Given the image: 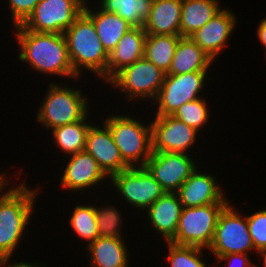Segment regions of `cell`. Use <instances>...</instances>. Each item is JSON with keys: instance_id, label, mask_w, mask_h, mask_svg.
Listing matches in <instances>:
<instances>
[{"instance_id": "cell-1", "label": "cell", "mask_w": 266, "mask_h": 267, "mask_svg": "<svg viewBox=\"0 0 266 267\" xmlns=\"http://www.w3.org/2000/svg\"><path fill=\"white\" fill-rule=\"evenodd\" d=\"M14 28V39L18 42V61L28 64L36 74L59 76L61 79L81 80L71 65L68 48L63 34L38 33L24 29L21 25Z\"/></svg>"}, {"instance_id": "cell-2", "label": "cell", "mask_w": 266, "mask_h": 267, "mask_svg": "<svg viewBox=\"0 0 266 267\" xmlns=\"http://www.w3.org/2000/svg\"><path fill=\"white\" fill-rule=\"evenodd\" d=\"M11 181L14 182L10 178L0 188V254L5 257L13 256L24 241L41 191L37 186L31 188L23 179L19 184Z\"/></svg>"}, {"instance_id": "cell-3", "label": "cell", "mask_w": 266, "mask_h": 267, "mask_svg": "<svg viewBox=\"0 0 266 267\" xmlns=\"http://www.w3.org/2000/svg\"><path fill=\"white\" fill-rule=\"evenodd\" d=\"M63 35L75 74L81 77L87 71L106 85L109 54L97 35L93 21L82 12Z\"/></svg>"}, {"instance_id": "cell-4", "label": "cell", "mask_w": 266, "mask_h": 267, "mask_svg": "<svg viewBox=\"0 0 266 267\" xmlns=\"http://www.w3.org/2000/svg\"><path fill=\"white\" fill-rule=\"evenodd\" d=\"M63 84V85H62ZM68 85L66 82H55L48 84V89L37 108L36 122L46 131L56 127L75 123L83 120L88 114L91 106L88 104V95L77 85ZM77 86V89L75 88ZM43 125V126H42ZM49 129V130H48Z\"/></svg>"}, {"instance_id": "cell-5", "label": "cell", "mask_w": 266, "mask_h": 267, "mask_svg": "<svg viewBox=\"0 0 266 267\" xmlns=\"http://www.w3.org/2000/svg\"><path fill=\"white\" fill-rule=\"evenodd\" d=\"M128 113L112 111L101 121L109 128L123 161L129 167H144L153 153L151 123Z\"/></svg>"}, {"instance_id": "cell-6", "label": "cell", "mask_w": 266, "mask_h": 267, "mask_svg": "<svg viewBox=\"0 0 266 267\" xmlns=\"http://www.w3.org/2000/svg\"><path fill=\"white\" fill-rule=\"evenodd\" d=\"M166 73L144 56L117 72L107 83L124 94L128 103L145 101L150 104L155 100ZM139 100V101H138Z\"/></svg>"}, {"instance_id": "cell-7", "label": "cell", "mask_w": 266, "mask_h": 267, "mask_svg": "<svg viewBox=\"0 0 266 267\" xmlns=\"http://www.w3.org/2000/svg\"><path fill=\"white\" fill-rule=\"evenodd\" d=\"M234 205L232 201L229 202L219 214L213 240L207 249L214 259L230 253L257 254L258 257L249 233L246 213L242 215L241 211L238 212L239 207L234 208Z\"/></svg>"}, {"instance_id": "cell-8", "label": "cell", "mask_w": 266, "mask_h": 267, "mask_svg": "<svg viewBox=\"0 0 266 267\" xmlns=\"http://www.w3.org/2000/svg\"><path fill=\"white\" fill-rule=\"evenodd\" d=\"M108 192L113 187L123 204L128 203L127 208L132 206L134 211L139 210L138 213L143 214L159 197H161L165 190L155 180V178L148 172L145 167H129L121 172L113 175L109 179ZM112 186V187H111Z\"/></svg>"}, {"instance_id": "cell-9", "label": "cell", "mask_w": 266, "mask_h": 267, "mask_svg": "<svg viewBox=\"0 0 266 267\" xmlns=\"http://www.w3.org/2000/svg\"><path fill=\"white\" fill-rule=\"evenodd\" d=\"M209 71H195L186 74H166L158 95L151 103L153 116H168L183 104L205 97L203 91L208 84ZM204 95V96H203ZM155 112V113H154Z\"/></svg>"}, {"instance_id": "cell-10", "label": "cell", "mask_w": 266, "mask_h": 267, "mask_svg": "<svg viewBox=\"0 0 266 267\" xmlns=\"http://www.w3.org/2000/svg\"><path fill=\"white\" fill-rule=\"evenodd\" d=\"M228 203H211L204 206L183 208L175 237L177 245L197 246L205 251L210 247L220 212Z\"/></svg>"}, {"instance_id": "cell-11", "label": "cell", "mask_w": 266, "mask_h": 267, "mask_svg": "<svg viewBox=\"0 0 266 267\" xmlns=\"http://www.w3.org/2000/svg\"><path fill=\"white\" fill-rule=\"evenodd\" d=\"M86 0H40L21 25L38 33L63 34L83 12Z\"/></svg>"}, {"instance_id": "cell-12", "label": "cell", "mask_w": 266, "mask_h": 267, "mask_svg": "<svg viewBox=\"0 0 266 267\" xmlns=\"http://www.w3.org/2000/svg\"><path fill=\"white\" fill-rule=\"evenodd\" d=\"M152 151L174 152L191 155L192 149L200 142L201 132L188 126L172 115L154 116L151 118ZM189 152V153H188Z\"/></svg>"}, {"instance_id": "cell-13", "label": "cell", "mask_w": 266, "mask_h": 267, "mask_svg": "<svg viewBox=\"0 0 266 267\" xmlns=\"http://www.w3.org/2000/svg\"><path fill=\"white\" fill-rule=\"evenodd\" d=\"M194 157V154L153 152L144 167L165 192H176L197 167L200 168Z\"/></svg>"}, {"instance_id": "cell-14", "label": "cell", "mask_w": 266, "mask_h": 267, "mask_svg": "<svg viewBox=\"0 0 266 267\" xmlns=\"http://www.w3.org/2000/svg\"><path fill=\"white\" fill-rule=\"evenodd\" d=\"M65 157L67 158L64 163L66 165L63 166L64 170H61L60 185H58L61 189L72 191L76 196L77 192L81 194L85 190L92 189L93 191L94 186L99 188L104 183L109 186L106 181L110 178L90 154L82 151Z\"/></svg>"}, {"instance_id": "cell-15", "label": "cell", "mask_w": 266, "mask_h": 267, "mask_svg": "<svg viewBox=\"0 0 266 267\" xmlns=\"http://www.w3.org/2000/svg\"><path fill=\"white\" fill-rule=\"evenodd\" d=\"M217 177L210 172L197 169L176 191L183 208H193L211 203H229L226 191ZM222 187V188H221ZM225 193V194H224Z\"/></svg>"}, {"instance_id": "cell-16", "label": "cell", "mask_w": 266, "mask_h": 267, "mask_svg": "<svg viewBox=\"0 0 266 267\" xmlns=\"http://www.w3.org/2000/svg\"><path fill=\"white\" fill-rule=\"evenodd\" d=\"M237 19L236 13L231 11V8L224 7L190 37L215 62L229 45L228 41L237 28Z\"/></svg>"}, {"instance_id": "cell-17", "label": "cell", "mask_w": 266, "mask_h": 267, "mask_svg": "<svg viewBox=\"0 0 266 267\" xmlns=\"http://www.w3.org/2000/svg\"><path fill=\"white\" fill-rule=\"evenodd\" d=\"M101 123L102 125L96 123L90 126L84 151L96 160L110 178L129 166L123 161L109 128L103 122Z\"/></svg>"}, {"instance_id": "cell-18", "label": "cell", "mask_w": 266, "mask_h": 267, "mask_svg": "<svg viewBox=\"0 0 266 267\" xmlns=\"http://www.w3.org/2000/svg\"><path fill=\"white\" fill-rule=\"evenodd\" d=\"M182 210L176 192H165L141 216L147 220L146 226L152 227V232L155 230L154 233L157 231L158 235L161 234L163 242H170L176 235Z\"/></svg>"}, {"instance_id": "cell-19", "label": "cell", "mask_w": 266, "mask_h": 267, "mask_svg": "<svg viewBox=\"0 0 266 267\" xmlns=\"http://www.w3.org/2000/svg\"><path fill=\"white\" fill-rule=\"evenodd\" d=\"M127 237H98L86 248L90 267H130ZM130 259V260H129Z\"/></svg>"}, {"instance_id": "cell-20", "label": "cell", "mask_w": 266, "mask_h": 267, "mask_svg": "<svg viewBox=\"0 0 266 267\" xmlns=\"http://www.w3.org/2000/svg\"><path fill=\"white\" fill-rule=\"evenodd\" d=\"M91 3L92 0L91 2L90 0H86L83 12L93 21L104 49L110 54L123 35L133 26L118 14L107 12L98 4V7L95 6L96 2L94 7H92L89 5Z\"/></svg>"}, {"instance_id": "cell-21", "label": "cell", "mask_w": 266, "mask_h": 267, "mask_svg": "<svg viewBox=\"0 0 266 267\" xmlns=\"http://www.w3.org/2000/svg\"><path fill=\"white\" fill-rule=\"evenodd\" d=\"M146 35L143 27H132L123 35L115 49L109 54L107 82L121 69L144 56Z\"/></svg>"}, {"instance_id": "cell-22", "label": "cell", "mask_w": 266, "mask_h": 267, "mask_svg": "<svg viewBox=\"0 0 266 267\" xmlns=\"http://www.w3.org/2000/svg\"><path fill=\"white\" fill-rule=\"evenodd\" d=\"M182 0H153L144 30L152 35H181Z\"/></svg>"}, {"instance_id": "cell-23", "label": "cell", "mask_w": 266, "mask_h": 267, "mask_svg": "<svg viewBox=\"0 0 266 267\" xmlns=\"http://www.w3.org/2000/svg\"><path fill=\"white\" fill-rule=\"evenodd\" d=\"M215 63L192 39L181 37L177 43L167 74L179 75L195 71H210Z\"/></svg>"}, {"instance_id": "cell-24", "label": "cell", "mask_w": 266, "mask_h": 267, "mask_svg": "<svg viewBox=\"0 0 266 267\" xmlns=\"http://www.w3.org/2000/svg\"><path fill=\"white\" fill-rule=\"evenodd\" d=\"M219 0H182L181 37H190L224 8Z\"/></svg>"}, {"instance_id": "cell-25", "label": "cell", "mask_w": 266, "mask_h": 267, "mask_svg": "<svg viewBox=\"0 0 266 267\" xmlns=\"http://www.w3.org/2000/svg\"><path fill=\"white\" fill-rule=\"evenodd\" d=\"M89 117H91L90 113L81 121L59 126L49 131L52 135L50 140L53 139L55 149H60L64 158L65 155L69 156L84 151L87 132L94 123Z\"/></svg>"}, {"instance_id": "cell-26", "label": "cell", "mask_w": 266, "mask_h": 267, "mask_svg": "<svg viewBox=\"0 0 266 267\" xmlns=\"http://www.w3.org/2000/svg\"><path fill=\"white\" fill-rule=\"evenodd\" d=\"M180 38L181 35L147 34L144 57L167 74Z\"/></svg>"}, {"instance_id": "cell-27", "label": "cell", "mask_w": 266, "mask_h": 267, "mask_svg": "<svg viewBox=\"0 0 266 267\" xmlns=\"http://www.w3.org/2000/svg\"><path fill=\"white\" fill-rule=\"evenodd\" d=\"M86 201L75 204L71 210V216L67 222L72 232L79 237L80 240L85 241V248L99 237V231L97 227L95 203L93 205ZM85 203V204H84Z\"/></svg>"}, {"instance_id": "cell-28", "label": "cell", "mask_w": 266, "mask_h": 267, "mask_svg": "<svg viewBox=\"0 0 266 267\" xmlns=\"http://www.w3.org/2000/svg\"><path fill=\"white\" fill-rule=\"evenodd\" d=\"M107 12L121 16L133 27H143L153 0H95Z\"/></svg>"}, {"instance_id": "cell-29", "label": "cell", "mask_w": 266, "mask_h": 267, "mask_svg": "<svg viewBox=\"0 0 266 267\" xmlns=\"http://www.w3.org/2000/svg\"><path fill=\"white\" fill-rule=\"evenodd\" d=\"M168 249L165 259L170 267H216L203 260L207 252L197 246L177 245L172 242H163ZM205 252V253H204ZM208 263V264H207Z\"/></svg>"}, {"instance_id": "cell-30", "label": "cell", "mask_w": 266, "mask_h": 267, "mask_svg": "<svg viewBox=\"0 0 266 267\" xmlns=\"http://www.w3.org/2000/svg\"><path fill=\"white\" fill-rule=\"evenodd\" d=\"M107 203L100 206L95 205L99 236L125 238V235L123 234L124 232H122V228L124 226L123 221L125 219L123 218L124 215L116 204L113 203V205H111V202L109 204L108 200Z\"/></svg>"}, {"instance_id": "cell-31", "label": "cell", "mask_w": 266, "mask_h": 267, "mask_svg": "<svg viewBox=\"0 0 266 267\" xmlns=\"http://www.w3.org/2000/svg\"><path fill=\"white\" fill-rule=\"evenodd\" d=\"M204 97L198 98L195 101H189L180 106L172 116L180 121H183L188 126L194 128L198 132L204 130V126H208L211 110L209 109L210 104ZM209 105V106H208Z\"/></svg>"}, {"instance_id": "cell-32", "label": "cell", "mask_w": 266, "mask_h": 267, "mask_svg": "<svg viewBox=\"0 0 266 267\" xmlns=\"http://www.w3.org/2000/svg\"><path fill=\"white\" fill-rule=\"evenodd\" d=\"M258 210L246 216L254 248L259 253L266 249V208Z\"/></svg>"}, {"instance_id": "cell-33", "label": "cell", "mask_w": 266, "mask_h": 267, "mask_svg": "<svg viewBox=\"0 0 266 267\" xmlns=\"http://www.w3.org/2000/svg\"><path fill=\"white\" fill-rule=\"evenodd\" d=\"M7 7L10 8V20L12 27L22 25L32 14L40 0H6Z\"/></svg>"}, {"instance_id": "cell-34", "label": "cell", "mask_w": 266, "mask_h": 267, "mask_svg": "<svg viewBox=\"0 0 266 267\" xmlns=\"http://www.w3.org/2000/svg\"><path fill=\"white\" fill-rule=\"evenodd\" d=\"M251 259L252 258L249 254L230 253L227 255L216 257L215 263L217 262V265L218 263L224 265V262L227 267H258L259 264H256L254 260L251 261ZM217 265L216 267H219Z\"/></svg>"}, {"instance_id": "cell-35", "label": "cell", "mask_w": 266, "mask_h": 267, "mask_svg": "<svg viewBox=\"0 0 266 267\" xmlns=\"http://www.w3.org/2000/svg\"><path fill=\"white\" fill-rule=\"evenodd\" d=\"M14 256H8V257H5V260L3 262V265L2 267H46L44 265H47L46 262L45 264L42 262V263H38V262H35L32 263L31 261H25V260H22V261H17L14 259V261L12 262L11 261V258H13Z\"/></svg>"}, {"instance_id": "cell-36", "label": "cell", "mask_w": 266, "mask_h": 267, "mask_svg": "<svg viewBox=\"0 0 266 267\" xmlns=\"http://www.w3.org/2000/svg\"><path fill=\"white\" fill-rule=\"evenodd\" d=\"M257 38L258 41L262 44V46L265 48V54H266V17L262 20H260L258 27H257Z\"/></svg>"}, {"instance_id": "cell-37", "label": "cell", "mask_w": 266, "mask_h": 267, "mask_svg": "<svg viewBox=\"0 0 266 267\" xmlns=\"http://www.w3.org/2000/svg\"><path fill=\"white\" fill-rule=\"evenodd\" d=\"M7 171H3V172H1L0 171V188L8 181V180H10L9 178H12L13 177V175L12 174H10L11 175V177L9 176V174H8V172L6 173ZM6 174H8V175H6Z\"/></svg>"}, {"instance_id": "cell-38", "label": "cell", "mask_w": 266, "mask_h": 267, "mask_svg": "<svg viewBox=\"0 0 266 267\" xmlns=\"http://www.w3.org/2000/svg\"><path fill=\"white\" fill-rule=\"evenodd\" d=\"M258 258L259 259H262V262L263 263V267H266V249L265 250H262L261 252L258 253Z\"/></svg>"}, {"instance_id": "cell-39", "label": "cell", "mask_w": 266, "mask_h": 267, "mask_svg": "<svg viewBox=\"0 0 266 267\" xmlns=\"http://www.w3.org/2000/svg\"><path fill=\"white\" fill-rule=\"evenodd\" d=\"M4 260L5 256L3 254H0V267H2Z\"/></svg>"}]
</instances>
